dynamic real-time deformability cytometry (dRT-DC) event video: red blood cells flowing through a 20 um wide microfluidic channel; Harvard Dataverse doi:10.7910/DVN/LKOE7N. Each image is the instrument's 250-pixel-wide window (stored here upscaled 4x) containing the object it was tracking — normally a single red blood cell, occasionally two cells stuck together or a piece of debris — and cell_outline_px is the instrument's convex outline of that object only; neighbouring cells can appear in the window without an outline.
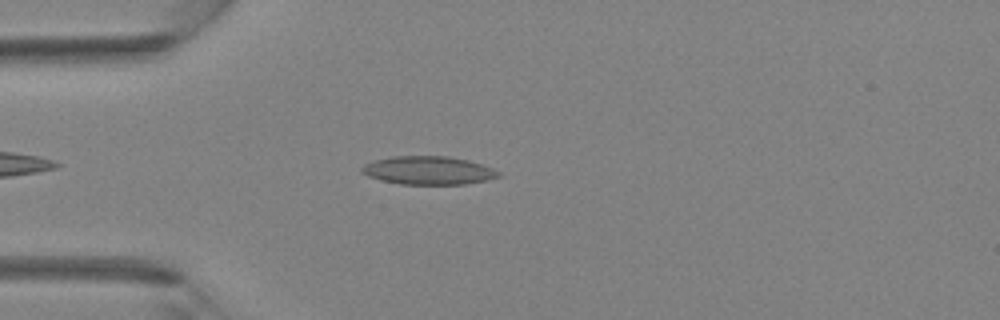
{"species": "Egyptian fruit bat (a non-hibernating species)", "species_latin": "Rousettus aegyptiacus", "temperature_condition": "room temperature", "stored_images_in_passage": 29, "camera_frame_rate_fps": 3000, "um_per_image_px": 0.085, "animal": {"sex": "female"}, "frame": {"image": 1, "passage_image": 4, "time_ms": 1.0, "image_size_px": [1000, 320], "cell_outline_px": [[500, 176], [484, 180], [464, 184], [400, 184], [368, 176], [360, 172], [360, 168], [364, 164], [372, 160], [392, 156], [448, 156], [468, 160], [492, 168], [500, 172]], "centroid_in_image_um": [36.36, 14.47], "position_along_channel_um": 48.6, "area_um2": 22.43}}
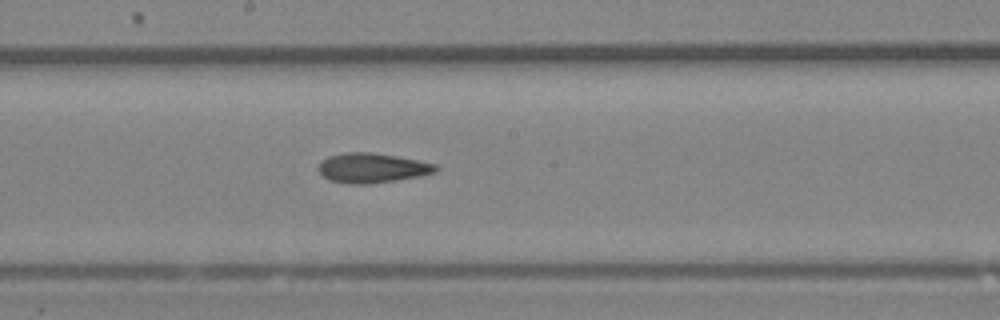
{"frame": {"image": 2, "passage_image": 15, "time_ms": 4.667, "image_size_px": [1000, 320], "cell_outline_px": [[440, 168], [436, 172], [420, 176], [396, 180], [368, 184], [348, 184], [328, 180], [316, 168], [320, 160], [328, 156], [344, 152], [372, 152], [396, 156], [436, 164]], "centroid_in_image_um": [31.59, 14.27], "position_along_channel_um": 216.6, "area_um2": 20.52}}
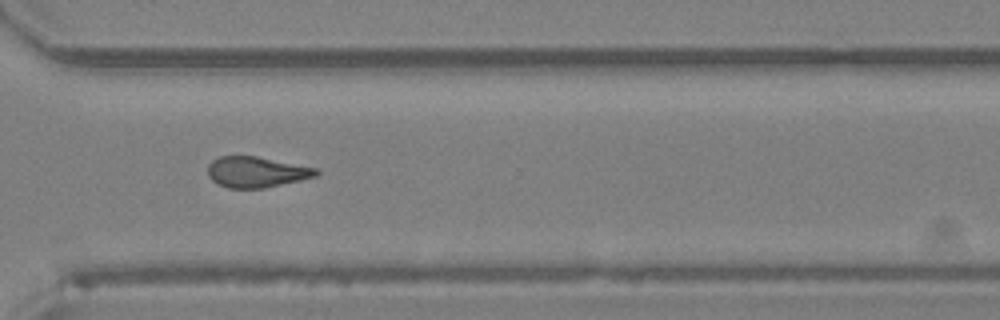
{"frame": {"image": 3, "passage_image": 23, "time_ms": 7.333, "image_size_px": [1000, 320], "cell_outline_px": [[320, 172], [316, 176], [300, 180], [264, 188], [228, 188], [216, 184], [208, 176], [208, 164], [212, 160], [220, 156], [256, 156], [320, 168]], "centroid_in_image_um": [21.8, 14.62], "position_along_channel_um": 348.8, "area_um2": 19.59}}